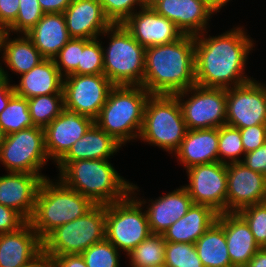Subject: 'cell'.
<instances>
[{
  "label": "cell",
  "mask_w": 266,
  "mask_h": 267,
  "mask_svg": "<svg viewBox=\"0 0 266 267\" xmlns=\"http://www.w3.org/2000/svg\"><path fill=\"white\" fill-rule=\"evenodd\" d=\"M207 37L208 31L194 36L196 84L203 87L232 88L254 79L245 74L248 55L255 40L243 26Z\"/></svg>",
  "instance_id": "6da1fadb"
},
{
  "label": "cell",
  "mask_w": 266,
  "mask_h": 267,
  "mask_svg": "<svg viewBox=\"0 0 266 267\" xmlns=\"http://www.w3.org/2000/svg\"><path fill=\"white\" fill-rule=\"evenodd\" d=\"M142 86L150 94L174 95L196 84L193 35L145 48Z\"/></svg>",
  "instance_id": "7a4b0ae2"
},
{
  "label": "cell",
  "mask_w": 266,
  "mask_h": 267,
  "mask_svg": "<svg viewBox=\"0 0 266 267\" xmlns=\"http://www.w3.org/2000/svg\"><path fill=\"white\" fill-rule=\"evenodd\" d=\"M54 165L59 170L57 178L95 205L121 201L131 193L132 183L120 176L109 160L86 159Z\"/></svg>",
  "instance_id": "3957f363"
},
{
  "label": "cell",
  "mask_w": 266,
  "mask_h": 267,
  "mask_svg": "<svg viewBox=\"0 0 266 267\" xmlns=\"http://www.w3.org/2000/svg\"><path fill=\"white\" fill-rule=\"evenodd\" d=\"M94 206L91 200L67 187L60 179L48 177L40 184L34 212L28 222L43 241L57 227L85 215Z\"/></svg>",
  "instance_id": "277c9868"
},
{
  "label": "cell",
  "mask_w": 266,
  "mask_h": 267,
  "mask_svg": "<svg viewBox=\"0 0 266 267\" xmlns=\"http://www.w3.org/2000/svg\"><path fill=\"white\" fill-rule=\"evenodd\" d=\"M150 95L143 86H114L94 123L122 146L137 140Z\"/></svg>",
  "instance_id": "5b68a950"
},
{
  "label": "cell",
  "mask_w": 266,
  "mask_h": 267,
  "mask_svg": "<svg viewBox=\"0 0 266 267\" xmlns=\"http://www.w3.org/2000/svg\"><path fill=\"white\" fill-rule=\"evenodd\" d=\"M101 36H106L110 41L109 46L102 44L104 75L115 86H142L145 48L123 24H112Z\"/></svg>",
  "instance_id": "8992f818"
},
{
  "label": "cell",
  "mask_w": 266,
  "mask_h": 267,
  "mask_svg": "<svg viewBox=\"0 0 266 267\" xmlns=\"http://www.w3.org/2000/svg\"><path fill=\"white\" fill-rule=\"evenodd\" d=\"M187 126L175 95L151 94L145 107L139 140L174 154L185 138Z\"/></svg>",
  "instance_id": "52a82bcc"
},
{
  "label": "cell",
  "mask_w": 266,
  "mask_h": 267,
  "mask_svg": "<svg viewBox=\"0 0 266 267\" xmlns=\"http://www.w3.org/2000/svg\"><path fill=\"white\" fill-rule=\"evenodd\" d=\"M144 208L132 193L105 205V238L126 256L151 234Z\"/></svg>",
  "instance_id": "ba28073f"
},
{
  "label": "cell",
  "mask_w": 266,
  "mask_h": 267,
  "mask_svg": "<svg viewBox=\"0 0 266 267\" xmlns=\"http://www.w3.org/2000/svg\"><path fill=\"white\" fill-rule=\"evenodd\" d=\"M105 239V205H95L85 215L53 230L42 242L51 257L81 254Z\"/></svg>",
  "instance_id": "9c48e42d"
},
{
  "label": "cell",
  "mask_w": 266,
  "mask_h": 267,
  "mask_svg": "<svg viewBox=\"0 0 266 267\" xmlns=\"http://www.w3.org/2000/svg\"><path fill=\"white\" fill-rule=\"evenodd\" d=\"M49 160L44 128L37 126L6 135L0 149V163L7 172L38 174L45 179L41 171Z\"/></svg>",
  "instance_id": "30bf717a"
},
{
  "label": "cell",
  "mask_w": 266,
  "mask_h": 267,
  "mask_svg": "<svg viewBox=\"0 0 266 267\" xmlns=\"http://www.w3.org/2000/svg\"><path fill=\"white\" fill-rule=\"evenodd\" d=\"M174 95L179 101L188 130L219 128L226 124L225 88L195 84Z\"/></svg>",
  "instance_id": "8fae6325"
},
{
  "label": "cell",
  "mask_w": 266,
  "mask_h": 267,
  "mask_svg": "<svg viewBox=\"0 0 266 267\" xmlns=\"http://www.w3.org/2000/svg\"><path fill=\"white\" fill-rule=\"evenodd\" d=\"M114 86L104 74H70L63 78L64 108L95 120Z\"/></svg>",
  "instance_id": "7c38bea8"
},
{
  "label": "cell",
  "mask_w": 266,
  "mask_h": 267,
  "mask_svg": "<svg viewBox=\"0 0 266 267\" xmlns=\"http://www.w3.org/2000/svg\"><path fill=\"white\" fill-rule=\"evenodd\" d=\"M226 124L246 128L266 124V84L252 79L226 89Z\"/></svg>",
  "instance_id": "4fadbf2b"
},
{
  "label": "cell",
  "mask_w": 266,
  "mask_h": 267,
  "mask_svg": "<svg viewBox=\"0 0 266 267\" xmlns=\"http://www.w3.org/2000/svg\"><path fill=\"white\" fill-rule=\"evenodd\" d=\"M187 189L193 204L207 205L217 213L226 212L227 165L221 162L186 169Z\"/></svg>",
  "instance_id": "5bb4252c"
},
{
  "label": "cell",
  "mask_w": 266,
  "mask_h": 267,
  "mask_svg": "<svg viewBox=\"0 0 266 267\" xmlns=\"http://www.w3.org/2000/svg\"><path fill=\"white\" fill-rule=\"evenodd\" d=\"M266 202V176L243 163L227 164L226 212Z\"/></svg>",
  "instance_id": "9a60e30c"
},
{
  "label": "cell",
  "mask_w": 266,
  "mask_h": 267,
  "mask_svg": "<svg viewBox=\"0 0 266 267\" xmlns=\"http://www.w3.org/2000/svg\"><path fill=\"white\" fill-rule=\"evenodd\" d=\"M93 124L94 120L90 117L63 108L44 128L45 149L49 159L57 163Z\"/></svg>",
  "instance_id": "2e32d148"
},
{
  "label": "cell",
  "mask_w": 266,
  "mask_h": 267,
  "mask_svg": "<svg viewBox=\"0 0 266 267\" xmlns=\"http://www.w3.org/2000/svg\"><path fill=\"white\" fill-rule=\"evenodd\" d=\"M122 24L144 48L171 43L184 35L172 21L149 7L134 12Z\"/></svg>",
  "instance_id": "e0dca14e"
},
{
  "label": "cell",
  "mask_w": 266,
  "mask_h": 267,
  "mask_svg": "<svg viewBox=\"0 0 266 267\" xmlns=\"http://www.w3.org/2000/svg\"><path fill=\"white\" fill-rule=\"evenodd\" d=\"M139 187L132 183L131 193L143 204L146 210L150 231L152 234H162L184 216L193 202L187 189L183 186L168 192L155 200L138 197ZM138 193H137V192ZM142 199V200H141ZM151 202V203H150ZM148 204V205H146Z\"/></svg>",
  "instance_id": "ac0fdd59"
},
{
  "label": "cell",
  "mask_w": 266,
  "mask_h": 267,
  "mask_svg": "<svg viewBox=\"0 0 266 267\" xmlns=\"http://www.w3.org/2000/svg\"><path fill=\"white\" fill-rule=\"evenodd\" d=\"M152 8L172 21L183 34L193 36L209 30L208 22L217 13L203 0H161Z\"/></svg>",
  "instance_id": "d6986e66"
},
{
  "label": "cell",
  "mask_w": 266,
  "mask_h": 267,
  "mask_svg": "<svg viewBox=\"0 0 266 267\" xmlns=\"http://www.w3.org/2000/svg\"><path fill=\"white\" fill-rule=\"evenodd\" d=\"M43 178L38 174L7 172L0 176V204L18 212L26 221L32 217Z\"/></svg>",
  "instance_id": "ffe728a7"
},
{
  "label": "cell",
  "mask_w": 266,
  "mask_h": 267,
  "mask_svg": "<svg viewBox=\"0 0 266 267\" xmlns=\"http://www.w3.org/2000/svg\"><path fill=\"white\" fill-rule=\"evenodd\" d=\"M63 14L71 38L96 39L112 25L98 0H73Z\"/></svg>",
  "instance_id": "44dd1931"
},
{
  "label": "cell",
  "mask_w": 266,
  "mask_h": 267,
  "mask_svg": "<svg viewBox=\"0 0 266 267\" xmlns=\"http://www.w3.org/2000/svg\"><path fill=\"white\" fill-rule=\"evenodd\" d=\"M43 252V242L27 221L18 230L0 234V267H25Z\"/></svg>",
  "instance_id": "7402d4cb"
},
{
  "label": "cell",
  "mask_w": 266,
  "mask_h": 267,
  "mask_svg": "<svg viewBox=\"0 0 266 267\" xmlns=\"http://www.w3.org/2000/svg\"><path fill=\"white\" fill-rule=\"evenodd\" d=\"M216 222L224 229L231 264L244 267L260 248L249 225L237 212L220 213Z\"/></svg>",
  "instance_id": "603a6c76"
},
{
  "label": "cell",
  "mask_w": 266,
  "mask_h": 267,
  "mask_svg": "<svg viewBox=\"0 0 266 267\" xmlns=\"http://www.w3.org/2000/svg\"><path fill=\"white\" fill-rule=\"evenodd\" d=\"M219 128L187 130L180 147L173 154L176 161L188 169L195 165L210 164L219 161Z\"/></svg>",
  "instance_id": "cb8c5ba5"
},
{
  "label": "cell",
  "mask_w": 266,
  "mask_h": 267,
  "mask_svg": "<svg viewBox=\"0 0 266 267\" xmlns=\"http://www.w3.org/2000/svg\"><path fill=\"white\" fill-rule=\"evenodd\" d=\"M10 35L12 36V34L2 31L0 36V53L2 54L0 58H2L1 62L6 65L3 72L5 80L8 81L12 77L6 69L21 76L45 59L26 34H18V37L13 39Z\"/></svg>",
  "instance_id": "d4e9b609"
},
{
  "label": "cell",
  "mask_w": 266,
  "mask_h": 267,
  "mask_svg": "<svg viewBox=\"0 0 266 267\" xmlns=\"http://www.w3.org/2000/svg\"><path fill=\"white\" fill-rule=\"evenodd\" d=\"M63 76L53 59H44L22 74L19 84H13L15 94L26 99L40 95L63 94Z\"/></svg>",
  "instance_id": "484cf974"
},
{
  "label": "cell",
  "mask_w": 266,
  "mask_h": 267,
  "mask_svg": "<svg viewBox=\"0 0 266 267\" xmlns=\"http://www.w3.org/2000/svg\"><path fill=\"white\" fill-rule=\"evenodd\" d=\"M219 213L207 205L192 204L187 213L163 233L166 242H195L217 221Z\"/></svg>",
  "instance_id": "4316f807"
},
{
  "label": "cell",
  "mask_w": 266,
  "mask_h": 267,
  "mask_svg": "<svg viewBox=\"0 0 266 267\" xmlns=\"http://www.w3.org/2000/svg\"><path fill=\"white\" fill-rule=\"evenodd\" d=\"M26 35L45 59H53L71 39L63 13L44 14Z\"/></svg>",
  "instance_id": "83f0119b"
},
{
  "label": "cell",
  "mask_w": 266,
  "mask_h": 267,
  "mask_svg": "<svg viewBox=\"0 0 266 267\" xmlns=\"http://www.w3.org/2000/svg\"><path fill=\"white\" fill-rule=\"evenodd\" d=\"M120 148H122V145L119 142L94 123L58 162H72L86 159L108 160Z\"/></svg>",
  "instance_id": "f1b7e54d"
},
{
  "label": "cell",
  "mask_w": 266,
  "mask_h": 267,
  "mask_svg": "<svg viewBox=\"0 0 266 267\" xmlns=\"http://www.w3.org/2000/svg\"><path fill=\"white\" fill-rule=\"evenodd\" d=\"M203 267H234L228 253L224 229L215 222L196 242Z\"/></svg>",
  "instance_id": "f546056e"
},
{
  "label": "cell",
  "mask_w": 266,
  "mask_h": 267,
  "mask_svg": "<svg viewBox=\"0 0 266 267\" xmlns=\"http://www.w3.org/2000/svg\"><path fill=\"white\" fill-rule=\"evenodd\" d=\"M166 241L162 234H150L126 257L131 267L164 266Z\"/></svg>",
  "instance_id": "4dcf8cb0"
},
{
  "label": "cell",
  "mask_w": 266,
  "mask_h": 267,
  "mask_svg": "<svg viewBox=\"0 0 266 267\" xmlns=\"http://www.w3.org/2000/svg\"><path fill=\"white\" fill-rule=\"evenodd\" d=\"M0 127L6 135L34 127L28 100L14 95L6 108L0 113Z\"/></svg>",
  "instance_id": "1f68e13d"
},
{
  "label": "cell",
  "mask_w": 266,
  "mask_h": 267,
  "mask_svg": "<svg viewBox=\"0 0 266 267\" xmlns=\"http://www.w3.org/2000/svg\"><path fill=\"white\" fill-rule=\"evenodd\" d=\"M27 100L32 122L41 128L48 126L64 108L63 94L40 95Z\"/></svg>",
  "instance_id": "d6a6232c"
},
{
  "label": "cell",
  "mask_w": 266,
  "mask_h": 267,
  "mask_svg": "<svg viewBox=\"0 0 266 267\" xmlns=\"http://www.w3.org/2000/svg\"><path fill=\"white\" fill-rule=\"evenodd\" d=\"M244 155L245 151L241 141V133L239 128H235L227 124L219 127V162L226 165L230 163L241 162Z\"/></svg>",
  "instance_id": "836d02e7"
},
{
  "label": "cell",
  "mask_w": 266,
  "mask_h": 267,
  "mask_svg": "<svg viewBox=\"0 0 266 267\" xmlns=\"http://www.w3.org/2000/svg\"><path fill=\"white\" fill-rule=\"evenodd\" d=\"M120 254L121 252L106 238L81 253L87 267H121Z\"/></svg>",
  "instance_id": "e575fe53"
},
{
  "label": "cell",
  "mask_w": 266,
  "mask_h": 267,
  "mask_svg": "<svg viewBox=\"0 0 266 267\" xmlns=\"http://www.w3.org/2000/svg\"><path fill=\"white\" fill-rule=\"evenodd\" d=\"M165 267H203L195 244L166 242Z\"/></svg>",
  "instance_id": "d590c367"
},
{
  "label": "cell",
  "mask_w": 266,
  "mask_h": 267,
  "mask_svg": "<svg viewBox=\"0 0 266 267\" xmlns=\"http://www.w3.org/2000/svg\"><path fill=\"white\" fill-rule=\"evenodd\" d=\"M44 14L38 0H19L17 18L6 32L12 35L27 34Z\"/></svg>",
  "instance_id": "8d00e7d4"
},
{
  "label": "cell",
  "mask_w": 266,
  "mask_h": 267,
  "mask_svg": "<svg viewBox=\"0 0 266 267\" xmlns=\"http://www.w3.org/2000/svg\"><path fill=\"white\" fill-rule=\"evenodd\" d=\"M72 74H104L102 41L99 38L90 40L83 47L78 68Z\"/></svg>",
  "instance_id": "74e56055"
},
{
  "label": "cell",
  "mask_w": 266,
  "mask_h": 267,
  "mask_svg": "<svg viewBox=\"0 0 266 267\" xmlns=\"http://www.w3.org/2000/svg\"><path fill=\"white\" fill-rule=\"evenodd\" d=\"M89 41V39L71 38L53 58L63 77L72 74L78 68L83 47Z\"/></svg>",
  "instance_id": "f35d334b"
},
{
  "label": "cell",
  "mask_w": 266,
  "mask_h": 267,
  "mask_svg": "<svg viewBox=\"0 0 266 267\" xmlns=\"http://www.w3.org/2000/svg\"><path fill=\"white\" fill-rule=\"evenodd\" d=\"M249 225L260 248L266 244V202L246 206L237 212Z\"/></svg>",
  "instance_id": "ab89813d"
},
{
  "label": "cell",
  "mask_w": 266,
  "mask_h": 267,
  "mask_svg": "<svg viewBox=\"0 0 266 267\" xmlns=\"http://www.w3.org/2000/svg\"><path fill=\"white\" fill-rule=\"evenodd\" d=\"M98 1L102 5L105 16L110 20L112 24L124 23L134 12L144 7L143 0Z\"/></svg>",
  "instance_id": "60d3db41"
},
{
  "label": "cell",
  "mask_w": 266,
  "mask_h": 267,
  "mask_svg": "<svg viewBox=\"0 0 266 267\" xmlns=\"http://www.w3.org/2000/svg\"><path fill=\"white\" fill-rule=\"evenodd\" d=\"M245 154L260 148L266 142V124L239 129Z\"/></svg>",
  "instance_id": "b9f144b4"
},
{
  "label": "cell",
  "mask_w": 266,
  "mask_h": 267,
  "mask_svg": "<svg viewBox=\"0 0 266 267\" xmlns=\"http://www.w3.org/2000/svg\"><path fill=\"white\" fill-rule=\"evenodd\" d=\"M26 222L14 209L0 204V234L14 232Z\"/></svg>",
  "instance_id": "7bdbcfd3"
},
{
  "label": "cell",
  "mask_w": 266,
  "mask_h": 267,
  "mask_svg": "<svg viewBox=\"0 0 266 267\" xmlns=\"http://www.w3.org/2000/svg\"><path fill=\"white\" fill-rule=\"evenodd\" d=\"M241 163L266 176V142L260 148L246 153Z\"/></svg>",
  "instance_id": "ee69618b"
},
{
  "label": "cell",
  "mask_w": 266,
  "mask_h": 267,
  "mask_svg": "<svg viewBox=\"0 0 266 267\" xmlns=\"http://www.w3.org/2000/svg\"><path fill=\"white\" fill-rule=\"evenodd\" d=\"M19 0H0V29L6 31L16 20Z\"/></svg>",
  "instance_id": "f6af8a7d"
},
{
  "label": "cell",
  "mask_w": 266,
  "mask_h": 267,
  "mask_svg": "<svg viewBox=\"0 0 266 267\" xmlns=\"http://www.w3.org/2000/svg\"><path fill=\"white\" fill-rule=\"evenodd\" d=\"M56 267H87L81 254H66L53 257Z\"/></svg>",
  "instance_id": "bcb514c9"
},
{
  "label": "cell",
  "mask_w": 266,
  "mask_h": 267,
  "mask_svg": "<svg viewBox=\"0 0 266 267\" xmlns=\"http://www.w3.org/2000/svg\"><path fill=\"white\" fill-rule=\"evenodd\" d=\"M73 0H38L45 14L63 13Z\"/></svg>",
  "instance_id": "7dc6e473"
},
{
  "label": "cell",
  "mask_w": 266,
  "mask_h": 267,
  "mask_svg": "<svg viewBox=\"0 0 266 267\" xmlns=\"http://www.w3.org/2000/svg\"><path fill=\"white\" fill-rule=\"evenodd\" d=\"M11 81L5 80L0 85V113L6 108L10 99L15 95V90Z\"/></svg>",
  "instance_id": "c3c4849f"
},
{
  "label": "cell",
  "mask_w": 266,
  "mask_h": 267,
  "mask_svg": "<svg viewBox=\"0 0 266 267\" xmlns=\"http://www.w3.org/2000/svg\"><path fill=\"white\" fill-rule=\"evenodd\" d=\"M25 267H56L53 257L42 252L31 263Z\"/></svg>",
  "instance_id": "681fc988"
},
{
  "label": "cell",
  "mask_w": 266,
  "mask_h": 267,
  "mask_svg": "<svg viewBox=\"0 0 266 267\" xmlns=\"http://www.w3.org/2000/svg\"><path fill=\"white\" fill-rule=\"evenodd\" d=\"M244 267H266V250L259 248Z\"/></svg>",
  "instance_id": "f907efd6"
},
{
  "label": "cell",
  "mask_w": 266,
  "mask_h": 267,
  "mask_svg": "<svg viewBox=\"0 0 266 267\" xmlns=\"http://www.w3.org/2000/svg\"><path fill=\"white\" fill-rule=\"evenodd\" d=\"M205 1L210 7H212L217 13L221 11V8L226 6L228 2L232 0H203Z\"/></svg>",
  "instance_id": "816d5d0a"
},
{
  "label": "cell",
  "mask_w": 266,
  "mask_h": 267,
  "mask_svg": "<svg viewBox=\"0 0 266 267\" xmlns=\"http://www.w3.org/2000/svg\"><path fill=\"white\" fill-rule=\"evenodd\" d=\"M161 0H143L144 7L152 8L156 3Z\"/></svg>",
  "instance_id": "f5cc1de1"
},
{
  "label": "cell",
  "mask_w": 266,
  "mask_h": 267,
  "mask_svg": "<svg viewBox=\"0 0 266 267\" xmlns=\"http://www.w3.org/2000/svg\"><path fill=\"white\" fill-rule=\"evenodd\" d=\"M5 67L2 66V63L0 61V85L5 81L4 72L3 69Z\"/></svg>",
  "instance_id": "db71d44e"
},
{
  "label": "cell",
  "mask_w": 266,
  "mask_h": 267,
  "mask_svg": "<svg viewBox=\"0 0 266 267\" xmlns=\"http://www.w3.org/2000/svg\"><path fill=\"white\" fill-rule=\"evenodd\" d=\"M5 137H6V134L4 133V131L0 127V149H1V146L3 145Z\"/></svg>",
  "instance_id": "11a10c76"
}]
</instances>
